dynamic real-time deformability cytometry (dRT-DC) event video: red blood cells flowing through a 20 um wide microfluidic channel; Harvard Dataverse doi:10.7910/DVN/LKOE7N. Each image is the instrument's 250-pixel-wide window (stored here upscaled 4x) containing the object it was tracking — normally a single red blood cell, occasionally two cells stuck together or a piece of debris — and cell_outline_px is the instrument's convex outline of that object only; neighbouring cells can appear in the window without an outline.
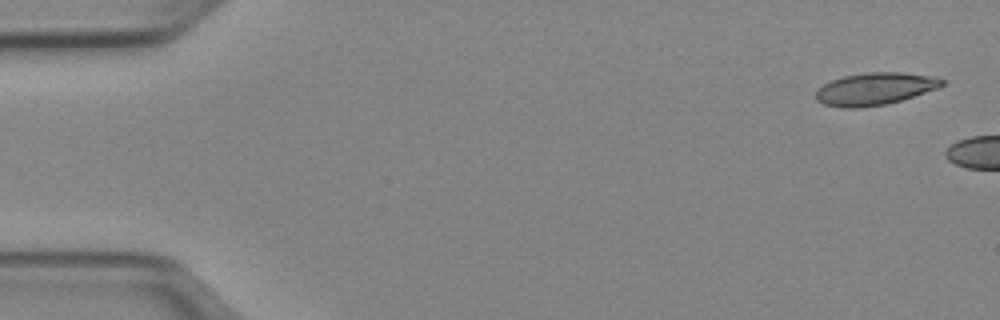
{"species": "Egyptian fruit bat (a non-hibernating species)", "species_latin": "Rousettus aegyptiacus", "temperature_condition": "cold", "stored_images_in_passage": 4, "camera_frame_rate_fps": 3000, "um_per_image_px": 0.085, "animal": {"sex": "female"}, "frame": {"image": 1, "passage_image": 1, "time_ms": 0.0, "image_size_px": [1000, 320], "cell_outline_px": [[948, 80], [940, 88], [900, 100], [884, 104], [856, 108], [840, 108], [824, 104], [816, 100], [816, 92], [824, 84], [832, 80], [844, 76], [868, 72], [900, 72], [936, 76]], "centroid_in_image_um": [74.42, 7.54], "position_along_channel_um": 10.6, "area_um2": 23.81}}